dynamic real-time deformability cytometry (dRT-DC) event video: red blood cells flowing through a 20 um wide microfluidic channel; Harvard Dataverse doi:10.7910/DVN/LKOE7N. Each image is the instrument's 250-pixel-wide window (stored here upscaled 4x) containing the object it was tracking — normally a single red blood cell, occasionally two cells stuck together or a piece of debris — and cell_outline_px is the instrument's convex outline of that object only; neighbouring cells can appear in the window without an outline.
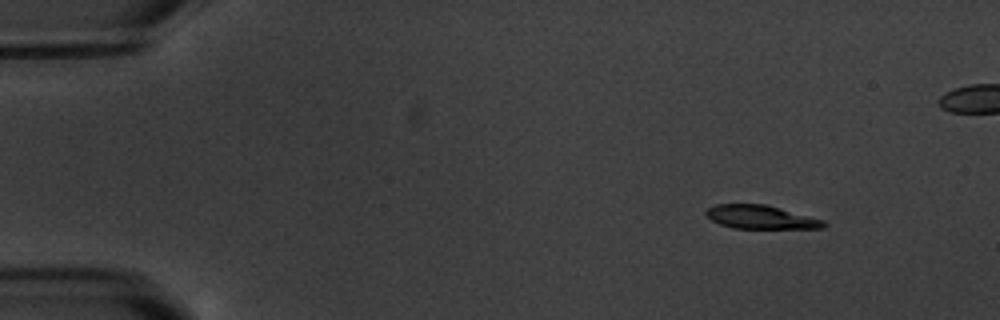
{"species": "common noctule bat (a hibernating species)", "species_latin": "Nyctalus noctula", "temperature_condition": "warm", "stored_images_in_passage": 6, "camera_frame_rate_fps": 3000, "um_per_image_px": 0.085, "animal": {"sex": "male", "body_mass_g": 20.1, "forearm_length_mm": 53.5}, "frame": {"image": 1, "passage_image": 2, "time_ms": 1.0, "image_size_px": [1000, 320], "cell_outline_px": [[828, 224], [824, 228], [732, 228], [720, 224], [712, 220], [704, 212], [708, 208], [716, 204], [764, 204], [824, 220]], "centroid_in_image_um": [64.66, 18.46], "position_along_channel_um": 20.3, "area_um2": 15.95}}